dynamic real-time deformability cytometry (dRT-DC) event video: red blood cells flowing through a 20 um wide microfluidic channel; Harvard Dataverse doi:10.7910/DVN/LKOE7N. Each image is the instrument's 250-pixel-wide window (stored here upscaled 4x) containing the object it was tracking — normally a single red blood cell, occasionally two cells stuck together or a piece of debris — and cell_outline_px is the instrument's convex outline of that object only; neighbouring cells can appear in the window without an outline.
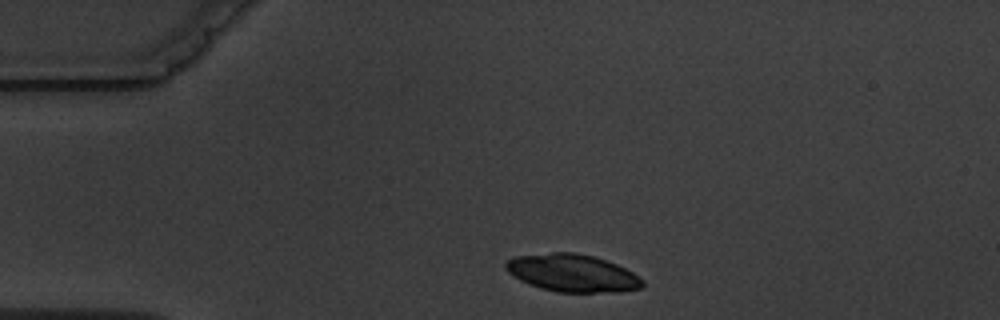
{"species": "common noctule bat (a hibernating species)", "species_latin": "Nyctalus noctula", "temperature_condition": "warm", "stored_images_in_passage": 12, "camera_frame_rate_fps": 3000, "um_per_image_px": 0.085, "animal": {"sex": "male", "body_mass_g": 19.5, "forearm_length_mm": 54.6}, "frame": {"image": 1, "passage_image": 1, "time_ms": 0.0, "image_size_px": [1000, 320], "cell_outline_px": [[644, 284], [640, 288], [620, 292], [556, 292], [540, 288], [528, 284], [520, 280], [508, 272], [504, 268], [504, 264], [508, 260], [516, 256], [552, 252], [576, 252], [592, 256], [616, 264], [632, 272], [644, 280]], "centroid_in_image_um": [48.64, 23.21], "position_along_channel_um": 36.4, "area_um2": 29.94}}
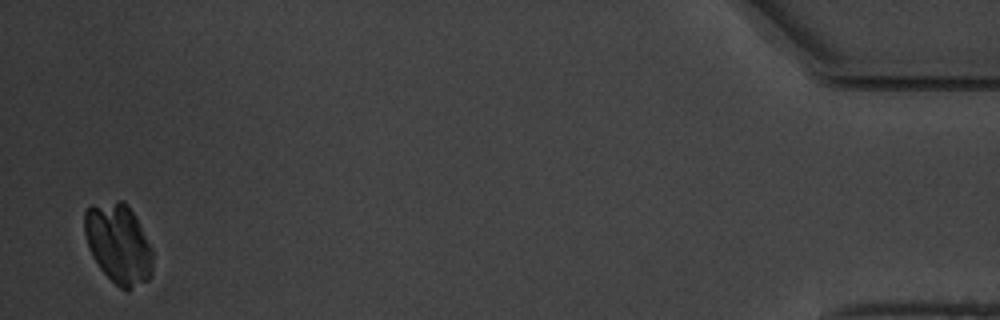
{"frame": {"image": 2, "passage_image": 12, "time_ms": 14.333, "image_size_px": [1000, 320], "cell_outline_px": [[152, 276], [148, 280], [128, 292], [120, 288], [100, 268], [92, 256], [88, 248], [84, 232], [84, 212], [92, 204], [116, 200], [124, 200], [128, 204], [152, 248]], "centroid_in_image_um": [10.06, 20.71], "position_along_channel_um": 425.1, "area_um2": 32.02}}